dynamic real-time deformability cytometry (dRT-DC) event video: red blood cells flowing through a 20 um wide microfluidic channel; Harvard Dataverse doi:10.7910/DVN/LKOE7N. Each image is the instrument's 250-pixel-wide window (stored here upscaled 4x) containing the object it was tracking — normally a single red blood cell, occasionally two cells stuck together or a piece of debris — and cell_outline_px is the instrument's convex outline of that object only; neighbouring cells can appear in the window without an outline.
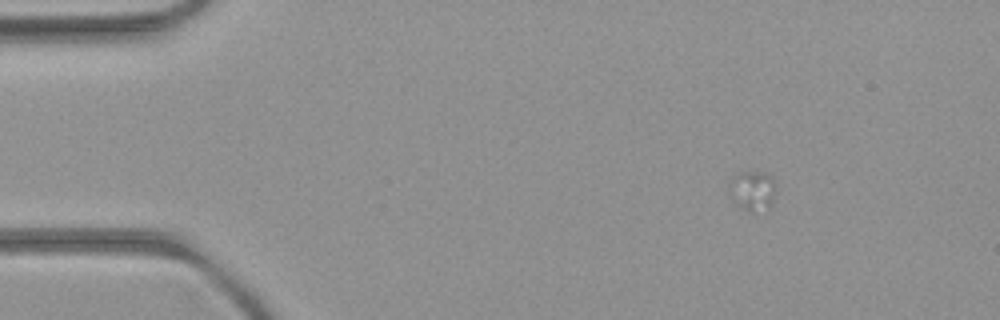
{"species": "common noctule bat (a hibernating species)", "species_latin": "Nyctalus noctula", "temperature_condition": "room temperature", "stored_images_in_passage": 3, "camera_frame_rate_fps": 3000, "um_per_image_px": 0.085, "animal": {"sex": "female", "body_mass_g": 21.9}, "frame": {"image": 1, "passage_image": 1, "time_ms": 0.0, "image_size_px": [1000, 320], "cell_outline_px": [[776, 188], [772, 204], [752, 212], [748, 212], [736, 204], [732, 200], [728, 184], [740, 172], [764, 172], [772, 176]], "centroid_in_image_um": [63.97, 16.19], "position_along_channel_um": 21.0, "area_um2": 10.69}}